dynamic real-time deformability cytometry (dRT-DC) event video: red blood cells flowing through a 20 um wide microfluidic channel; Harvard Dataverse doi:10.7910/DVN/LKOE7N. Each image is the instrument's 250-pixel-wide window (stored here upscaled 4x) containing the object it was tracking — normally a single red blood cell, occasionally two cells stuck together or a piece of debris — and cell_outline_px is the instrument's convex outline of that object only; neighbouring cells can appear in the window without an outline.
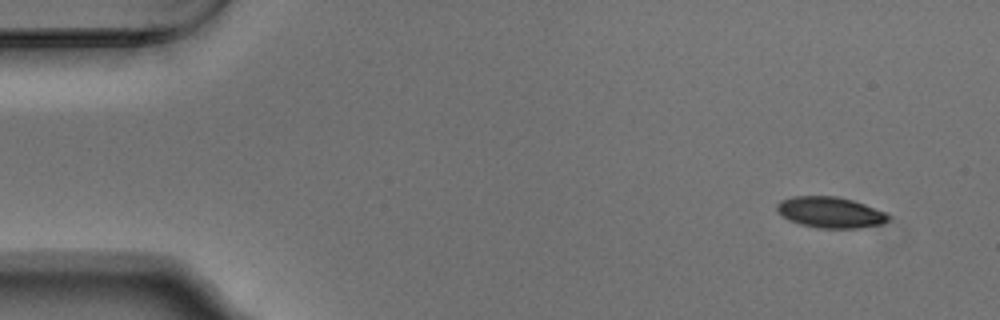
{"species": "Egyptian fruit bat (a non-hibernating species)", "species_latin": "Rousettus aegyptiacus", "temperature_condition": "warm", "stored_images_in_passage": 51, "camera_frame_rate_fps": 3000, "um_per_image_px": 0.085, "animal": {"sex": "male"}, "frame": {"image": 1, "passage_image": 1, "time_ms": 0.0, "image_size_px": [1000, 320], "cell_outline_px": [[888, 220], [880, 224], [860, 228], [820, 228], [800, 224], [788, 220], [776, 212], [776, 204], [780, 200], [792, 196], [836, 196], [852, 200], [864, 204], [884, 212], [888, 216]], "centroid_in_image_um": [70.5, 18.04], "position_along_channel_um": 14.5, "area_um2": 20.06}}
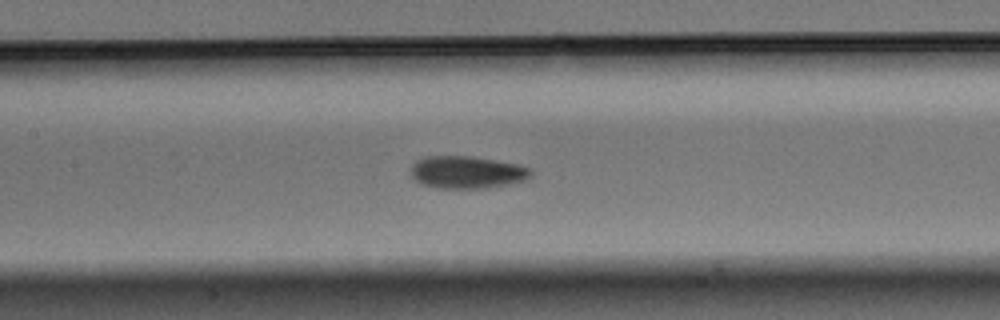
{"frame": {"image": 2, "passage_image": 22, "time_ms": 7.0, "image_size_px": [1000, 320], "cell_outline_px": [[532, 176], [524, 180], [508, 184], [488, 188], [436, 188], [420, 184], [408, 172], [412, 164], [416, 160], [424, 156], [472, 156], [520, 164], [532, 168]], "centroid_in_image_um": [39.67, 14.63], "position_along_channel_um": 167.7, "area_um2": 23.12}}
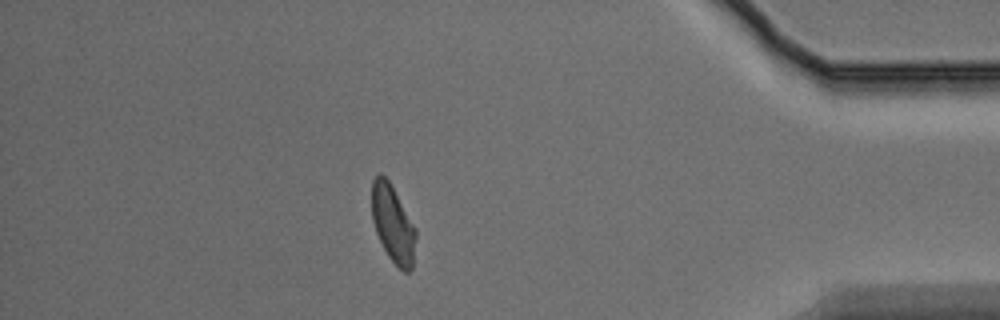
{"frame": {"image": 3, "passage_image": 44, "time_ms": 14.333, "image_size_px": [1000, 320], "cell_outline_px": [[416, 236], [412, 268], [408, 272], [404, 272], [388, 256], [376, 232], [372, 220], [372, 180], [380, 172], [388, 180], [416, 228]], "centroid_in_image_um": [33.39, 19.02], "position_along_channel_um": 401.8, "area_um2": 19.54}, "authors_computed_cell_mechanics": {"area_um2": 21.0392, "velocity_mm_per_s": 3.7477, "shape_relaxation_time_tau1_ms": 3.9754, "shape_relaxation_time_tau2_ms": 2.1452, "deformation_change_tau1": 0.1282, "deformation_change_tau2": 0.07}}